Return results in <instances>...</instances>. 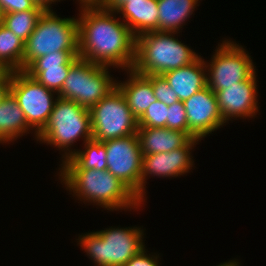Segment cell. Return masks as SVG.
<instances>
[{"label": "cell", "mask_w": 266, "mask_h": 266, "mask_svg": "<svg viewBox=\"0 0 266 266\" xmlns=\"http://www.w3.org/2000/svg\"><path fill=\"white\" fill-rule=\"evenodd\" d=\"M85 150L74 149V154L62 161L59 169L107 170L105 143L94 139L84 143Z\"/></svg>", "instance_id": "obj_22"}, {"label": "cell", "mask_w": 266, "mask_h": 266, "mask_svg": "<svg viewBox=\"0 0 266 266\" xmlns=\"http://www.w3.org/2000/svg\"><path fill=\"white\" fill-rule=\"evenodd\" d=\"M210 61H205L207 86L214 92L239 85L256 72L249 53L242 45L228 39L218 44Z\"/></svg>", "instance_id": "obj_9"}, {"label": "cell", "mask_w": 266, "mask_h": 266, "mask_svg": "<svg viewBox=\"0 0 266 266\" xmlns=\"http://www.w3.org/2000/svg\"><path fill=\"white\" fill-rule=\"evenodd\" d=\"M32 130L26 121L18 101L9 91L0 102V143L6 144Z\"/></svg>", "instance_id": "obj_20"}, {"label": "cell", "mask_w": 266, "mask_h": 266, "mask_svg": "<svg viewBox=\"0 0 266 266\" xmlns=\"http://www.w3.org/2000/svg\"><path fill=\"white\" fill-rule=\"evenodd\" d=\"M183 104L187 113L188 135L191 138L201 141L226 123L220 113L215 92L208 86L183 101Z\"/></svg>", "instance_id": "obj_12"}, {"label": "cell", "mask_w": 266, "mask_h": 266, "mask_svg": "<svg viewBox=\"0 0 266 266\" xmlns=\"http://www.w3.org/2000/svg\"><path fill=\"white\" fill-rule=\"evenodd\" d=\"M79 2V6H94L101 5L104 0H77Z\"/></svg>", "instance_id": "obj_33"}, {"label": "cell", "mask_w": 266, "mask_h": 266, "mask_svg": "<svg viewBox=\"0 0 266 266\" xmlns=\"http://www.w3.org/2000/svg\"><path fill=\"white\" fill-rule=\"evenodd\" d=\"M78 20L61 18L44 10L34 31L25 42L23 71L37 58L58 51H79Z\"/></svg>", "instance_id": "obj_6"}, {"label": "cell", "mask_w": 266, "mask_h": 266, "mask_svg": "<svg viewBox=\"0 0 266 266\" xmlns=\"http://www.w3.org/2000/svg\"><path fill=\"white\" fill-rule=\"evenodd\" d=\"M11 76H12V72L11 71H7L0 78V102L3 100V98L10 91Z\"/></svg>", "instance_id": "obj_30"}, {"label": "cell", "mask_w": 266, "mask_h": 266, "mask_svg": "<svg viewBox=\"0 0 266 266\" xmlns=\"http://www.w3.org/2000/svg\"><path fill=\"white\" fill-rule=\"evenodd\" d=\"M178 33L154 31L136 37L132 69L141 75H162L194 62L200 55L174 38Z\"/></svg>", "instance_id": "obj_3"}, {"label": "cell", "mask_w": 266, "mask_h": 266, "mask_svg": "<svg viewBox=\"0 0 266 266\" xmlns=\"http://www.w3.org/2000/svg\"><path fill=\"white\" fill-rule=\"evenodd\" d=\"M167 114L168 106L156 101L138 119V127L166 128Z\"/></svg>", "instance_id": "obj_25"}, {"label": "cell", "mask_w": 266, "mask_h": 266, "mask_svg": "<svg viewBox=\"0 0 266 266\" xmlns=\"http://www.w3.org/2000/svg\"><path fill=\"white\" fill-rule=\"evenodd\" d=\"M79 51H58L35 59L25 70L30 77L57 94L68 76Z\"/></svg>", "instance_id": "obj_15"}, {"label": "cell", "mask_w": 266, "mask_h": 266, "mask_svg": "<svg viewBox=\"0 0 266 266\" xmlns=\"http://www.w3.org/2000/svg\"><path fill=\"white\" fill-rule=\"evenodd\" d=\"M137 136L143 155L170 152L184 147L192 139L184 131L152 127H138Z\"/></svg>", "instance_id": "obj_19"}, {"label": "cell", "mask_w": 266, "mask_h": 266, "mask_svg": "<svg viewBox=\"0 0 266 266\" xmlns=\"http://www.w3.org/2000/svg\"><path fill=\"white\" fill-rule=\"evenodd\" d=\"M166 128L184 131L188 134L187 113L182 101H177L168 106Z\"/></svg>", "instance_id": "obj_26"}, {"label": "cell", "mask_w": 266, "mask_h": 266, "mask_svg": "<svg viewBox=\"0 0 266 266\" xmlns=\"http://www.w3.org/2000/svg\"><path fill=\"white\" fill-rule=\"evenodd\" d=\"M10 92L18 101L27 124L35 132L37 139V135L48 123L58 94L38 83L24 71L12 72Z\"/></svg>", "instance_id": "obj_10"}, {"label": "cell", "mask_w": 266, "mask_h": 266, "mask_svg": "<svg viewBox=\"0 0 266 266\" xmlns=\"http://www.w3.org/2000/svg\"><path fill=\"white\" fill-rule=\"evenodd\" d=\"M240 263L237 261V259H233L224 263H221L220 265L217 266H240Z\"/></svg>", "instance_id": "obj_34"}, {"label": "cell", "mask_w": 266, "mask_h": 266, "mask_svg": "<svg viewBox=\"0 0 266 266\" xmlns=\"http://www.w3.org/2000/svg\"><path fill=\"white\" fill-rule=\"evenodd\" d=\"M199 0H157L158 31L178 32L198 6Z\"/></svg>", "instance_id": "obj_21"}, {"label": "cell", "mask_w": 266, "mask_h": 266, "mask_svg": "<svg viewBox=\"0 0 266 266\" xmlns=\"http://www.w3.org/2000/svg\"><path fill=\"white\" fill-rule=\"evenodd\" d=\"M152 87L154 96L165 105L170 106L179 101L175 91L162 75H152Z\"/></svg>", "instance_id": "obj_27"}, {"label": "cell", "mask_w": 266, "mask_h": 266, "mask_svg": "<svg viewBox=\"0 0 266 266\" xmlns=\"http://www.w3.org/2000/svg\"><path fill=\"white\" fill-rule=\"evenodd\" d=\"M127 1H146V0H104L101 6L110 11H116L123 3Z\"/></svg>", "instance_id": "obj_31"}, {"label": "cell", "mask_w": 266, "mask_h": 266, "mask_svg": "<svg viewBox=\"0 0 266 266\" xmlns=\"http://www.w3.org/2000/svg\"><path fill=\"white\" fill-rule=\"evenodd\" d=\"M80 138L83 143L93 139L89 109L58 97L48 123L36 140L63 151L62 161H65L74 154L70 148Z\"/></svg>", "instance_id": "obj_4"}, {"label": "cell", "mask_w": 266, "mask_h": 266, "mask_svg": "<svg viewBox=\"0 0 266 266\" xmlns=\"http://www.w3.org/2000/svg\"><path fill=\"white\" fill-rule=\"evenodd\" d=\"M158 258V255H148L146 248H143L123 266H159Z\"/></svg>", "instance_id": "obj_29"}, {"label": "cell", "mask_w": 266, "mask_h": 266, "mask_svg": "<svg viewBox=\"0 0 266 266\" xmlns=\"http://www.w3.org/2000/svg\"><path fill=\"white\" fill-rule=\"evenodd\" d=\"M8 70L5 69L1 64H0V78L7 72Z\"/></svg>", "instance_id": "obj_35"}, {"label": "cell", "mask_w": 266, "mask_h": 266, "mask_svg": "<svg viewBox=\"0 0 266 266\" xmlns=\"http://www.w3.org/2000/svg\"><path fill=\"white\" fill-rule=\"evenodd\" d=\"M198 143L199 139L192 138L184 147L173 151L143 155L141 173V201L143 203L146 200L144 196H146L147 177L152 175L159 178H174L188 173L194 165L191 151Z\"/></svg>", "instance_id": "obj_13"}, {"label": "cell", "mask_w": 266, "mask_h": 266, "mask_svg": "<svg viewBox=\"0 0 266 266\" xmlns=\"http://www.w3.org/2000/svg\"><path fill=\"white\" fill-rule=\"evenodd\" d=\"M109 68L78 58L70 66L58 96L90 109L116 87L117 80L110 76Z\"/></svg>", "instance_id": "obj_7"}, {"label": "cell", "mask_w": 266, "mask_h": 266, "mask_svg": "<svg viewBox=\"0 0 266 266\" xmlns=\"http://www.w3.org/2000/svg\"><path fill=\"white\" fill-rule=\"evenodd\" d=\"M162 76L182 102L207 86L205 60L201 55L191 64L165 72Z\"/></svg>", "instance_id": "obj_16"}, {"label": "cell", "mask_w": 266, "mask_h": 266, "mask_svg": "<svg viewBox=\"0 0 266 266\" xmlns=\"http://www.w3.org/2000/svg\"><path fill=\"white\" fill-rule=\"evenodd\" d=\"M256 72L239 85L226 86L215 92L225 122L237 118H253L259 111Z\"/></svg>", "instance_id": "obj_14"}, {"label": "cell", "mask_w": 266, "mask_h": 266, "mask_svg": "<svg viewBox=\"0 0 266 266\" xmlns=\"http://www.w3.org/2000/svg\"><path fill=\"white\" fill-rule=\"evenodd\" d=\"M30 9H43L33 0H0V13L7 14Z\"/></svg>", "instance_id": "obj_28"}, {"label": "cell", "mask_w": 266, "mask_h": 266, "mask_svg": "<svg viewBox=\"0 0 266 266\" xmlns=\"http://www.w3.org/2000/svg\"><path fill=\"white\" fill-rule=\"evenodd\" d=\"M43 12L44 9H30L2 14L1 23L17 37L26 42L34 31L36 23Z\"/></svg>", "instance_id": "obj_24"}, {"label": "cell", "mask_w": 266, "mask_h": 266, "mask_svg": "<svg viewBox=\"0 0 266 266\" xmlns=\"http://www.w3.org/2000/svg\"><path fill=\"white\" fill-rule=\"evenodd\" d=\"M144 231L139 227L119 228L80 235L78 245L95 266H123L145 248Z\"/></svg>", "instance_id": "obj_5"}, {"label": "cell", "mask_w": 266, "mask_h": 266, "mask_svg": "<svg viewBox=\"0 0 266 266\" xmlns=\"http://www.w3.org/2000/svg\"><path fill=\"white\" fill-rule=\"evenodd\" d=\"M25 42L0 24V64L8 71H23Z\"/></svg>", "instance_id": "obj_23"}, {"label": "cell", "mask_w": 266, "mask_h": 266, "mask_svg": "<svg viewBox=\"0 0 266 266\" xmlns=\"http://www.w3.org/2000/svg\"><path fill=\"white\" fill-rule=\"evenodd\" d=\"M126 72L129 78L125 82H116V87L123 94L133 115L139 119L152 103L158 101L153 92L152 75H141L133 69Z\"/></svg>", "instance_id": "obj_17"}, {"label": "cell", "mask_w": 266, "mask_h": 266, "mask_svg": "<svg viewBox=\"0 0 266 266\" xmlns=\"http://www.w3.org/2000/svg\"><path fill=\"white\" fill-rule=\"evenodd\" d=\"M79 13L78 57L105 67L132 69L136 38L115 11L94 5L80 6Z\"/></svg>", "instance_id": "obj_1"}, {"label": "cell", "mask_w": 266, "mask_h": 266, "mask_svg": "<svg viewBox=\"0 0 266 266\" xmlns=\"http://www.w3.org/2000/svg\"><path fill=\"white\" fill-rule=\"evenodd\" d=\"M89 112L94 140L104 142L137 134L138 119L117 87L92 106Z\"/></svg>", "instance_id": "obj_8"}, {"label": "cell", "mask_w": 266, "mask_h": 266, "mask_svg": "<svg viewBox=\"0 0 266 266\" xmlns=\"http://www.w3.org/2000/svg\"><path fill=\"white\" fill-rule=\"evenodd\" d=\"M1 21H2V14L0 13V24H1Z\"/></svg>", "instance_id": "obj_36"}, {"label": "cell", "mask_w": 266, "mask_h": 266, "mask_svg": "<svg viewBox=\"0 0 266 266\" xmlns=\"http://www.w3.org/2000/svg\"><path fill=\"white\" fill-rule=\"evenodd\" d=\"M38 6L42 7L44 10H51V4L55 2H60V0H33Z\"/></svg>", "instance_id": "obj_32"}, {"label": "cell", "mask_w": 266, "mask_h": 266, "mask_svg": "<svg viewBox=\"0 0 266 266\" xmlns=\"http://www.w3.org/2000/svg\"><path fill=\"white\" fill-rule=\"evenodd\" d=\"M158 11L157 0H146L127 1L115 13L122 14L123 22L136 38L144 33L158 31Z\"/></svg>", "instance_id": "obj_18"}, {"label": "cell", "mask_w": 266, "mask_h": 266, "mask_svg": "<svg viewBox=\"0 0 266 266\" xmlns=\"http://www.w3.org/2000/svg\"><path fill=\"white\" fill-rule=\"evenodd\" d=\"M59 179L78 200L110 211L140 209L142 201L107 170L59 169Z\"/></svg>", "instance_id": "obj_2"}, {"label": "cell", "mask_w": 266, "mask_h": 266, "mask_svg": "<svg viewBox=\"0 0 266 266\" xmlns=\"http://www.w3.org/2000/svg\"><path fill=\"white\" fill-rule=\"evenodd\" d=\"M107 171L117 177L141 200L143 154L137 134L104 141Z\"/></svg>", "instance_id": "obj_11"}]
</instances>
